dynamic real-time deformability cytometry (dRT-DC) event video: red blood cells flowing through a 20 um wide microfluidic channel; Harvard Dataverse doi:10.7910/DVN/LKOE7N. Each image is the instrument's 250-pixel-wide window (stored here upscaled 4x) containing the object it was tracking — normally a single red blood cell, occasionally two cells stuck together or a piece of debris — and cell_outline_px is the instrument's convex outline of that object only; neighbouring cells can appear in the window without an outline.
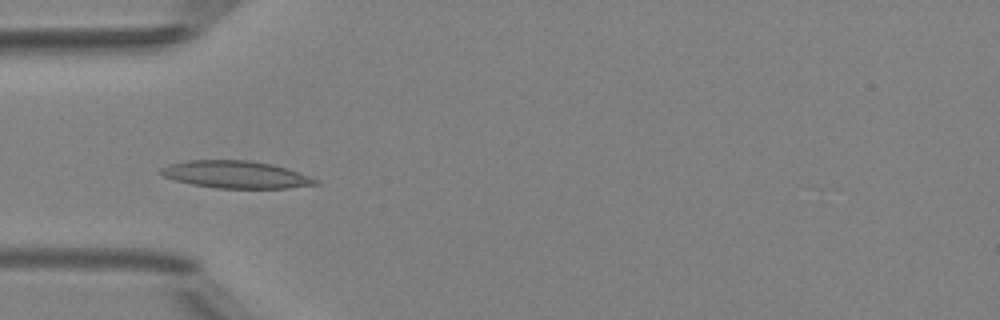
{"species": "Egyptian fruit bat (a non-hibernating species)", "species_latin": "Rousettus aegyptiacus", "temperature_condition": "room temperature", "stored_images_in_passage": 7, "camera_frame_rate_fps": 3000, "um_per_image_px": 0.085, "animal": {"sex": "female"}, "frame": {"image": 1, "passage_image": 6, "time_ms": 6.667, "image_size_px": [1000, 320], "cell_outline_px": [[320, 184], [288, 188], [216, 188], [192, 184], [176, 180], [164, 176], [156, 172], [160, 168], [168, 164], [188, 160], [248, 160], [272, 164], [288, 168], [320, 180]], "centroid_in_image_um": [20.05, 14.83], "position_along_channel_um": 64.9, "area_um2": 24.8}}
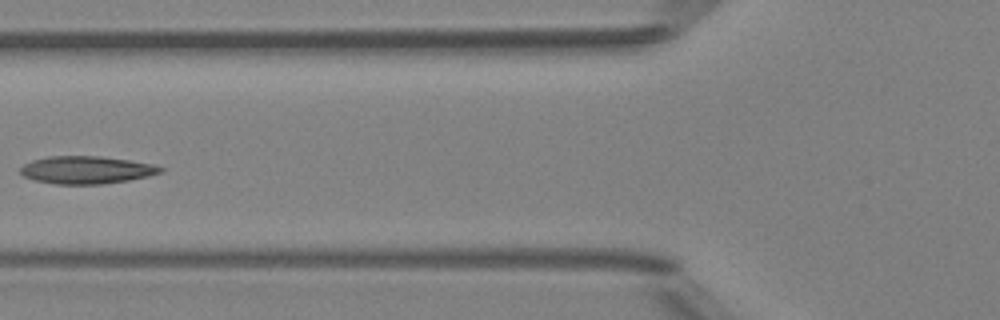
{"frame": {"image": 2, "passage_image": 7, "time_ms": 8.0, "image_size_px": [1000, 320], "cell_outline_px": [[164, 168], [160, 172], [148, 176], [128, 180], [100, 184], [56, 184], [32, 180], [24, 176], [20, 172], [20, 168], [24, 164], [32, 160], [48, 156], [100, 156], [128, 160], [152, 164]], "centroid_in_image_um": [7.3, 14.44], "position_along_channel_um": 118.5, "area_um2": 22.43}}